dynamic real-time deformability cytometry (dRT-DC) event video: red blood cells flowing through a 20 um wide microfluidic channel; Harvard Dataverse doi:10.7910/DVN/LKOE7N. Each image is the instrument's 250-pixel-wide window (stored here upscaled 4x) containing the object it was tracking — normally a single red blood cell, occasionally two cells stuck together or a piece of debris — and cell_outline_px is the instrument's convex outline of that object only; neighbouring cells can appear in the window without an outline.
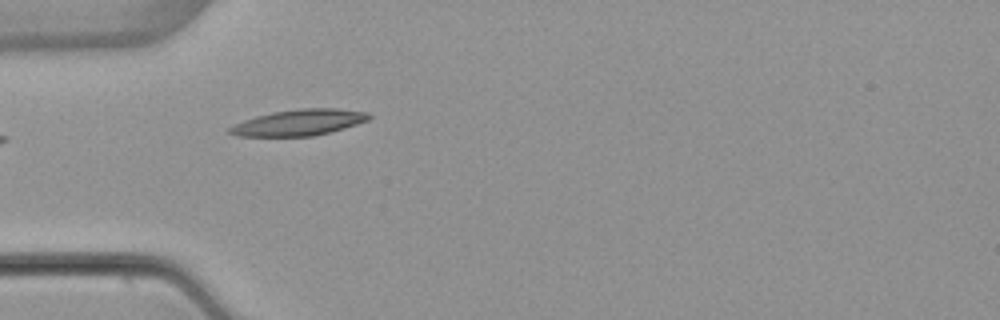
{"species": "common noctule bat (a hibernating species)", "species_latin": "Nyctalus noctula", "temperature_condition": "warm", "stored_images_in_passage": 4, "camera_frame_rate_fps": 3000, "um_per_image_px": 0.085, "animal": {"sex": "female", "body_mass_g": 22.7, "forearm_length_mm": 54.2}, "frame": {"image": 1, "passage_image": 1, "time_ms": 0.0, "image_size_px": [1000, 320], "cell_outline_px": [[372, 116], [368, 120], [344, 128], [312, 136], [236, 136], [228, 132], [228, 128], [244, 120], [256, 116], [272, 112], [300, 108], [336, 108], [368, 112]], "centroid_in_image_um": [25.42, 10.4], "position_along_channel_um": 59.6, "area_um2": 21.04}}
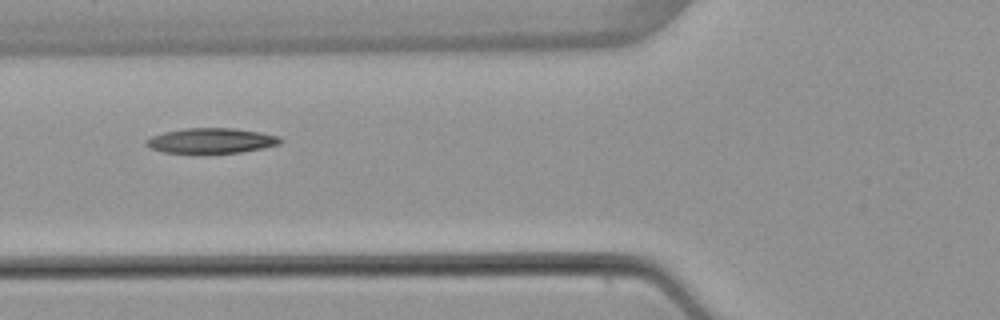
{"frame": {"image": 2, "passage_image": 2, "time_ms": 1.333, "image_size_px": [1000, 320], "cell_outline_px": [[284, 140], [280, 144], [264, 148], [240, 152], [164, 152], [152, 148], [144, 144], [144, 140], [152, 136], [164, 132], [184, 128], [232, 128], [260, 132], [280, 136]], "centroid_in_image_um": [17.99, 11.94], "position_along_channel_um": 107.8, "area_um2": 19.48}}
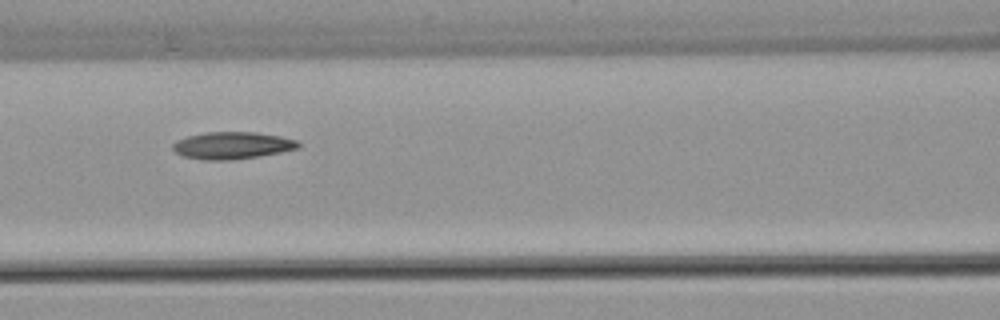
{"frame": {"image": 3, "passage_image": 3, "time_ms": 2.333, "image_size_px": [1000, 320], "cell_outline_px": [[300, 148], [260, 156], [232, 160], [204, 160], [184, 156], [176, 152], [172, 148], [172, 144], [176, 140], [188, 136], [204, 132], [256, 132], [280, 136], [296, 140], [300, 144]], "centroid_in_image_um": [19.74, 12.36], "position_along_channel_um": 146.9, "area_um2": 19.88}}